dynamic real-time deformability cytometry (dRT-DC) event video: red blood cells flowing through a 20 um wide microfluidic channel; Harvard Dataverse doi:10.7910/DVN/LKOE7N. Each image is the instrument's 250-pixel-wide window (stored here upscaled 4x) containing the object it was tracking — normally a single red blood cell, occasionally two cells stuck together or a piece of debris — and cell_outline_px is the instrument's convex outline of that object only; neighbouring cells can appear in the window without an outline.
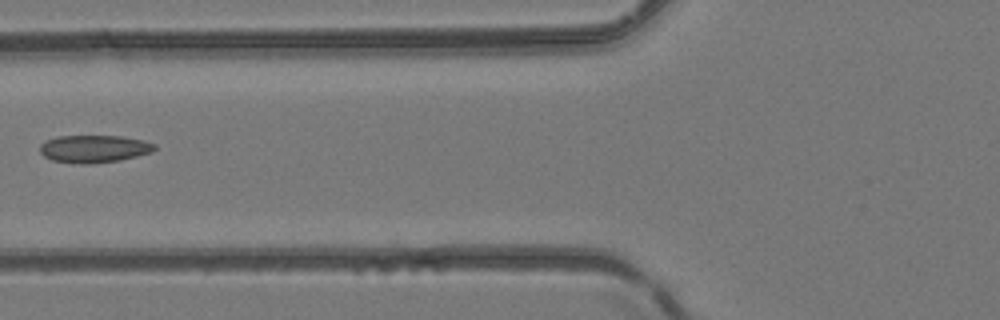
{"species": "common noctule bat (a hibernating species)", "species_latin": "Nyctalus noctula", "temperature_condition": "room temperature", "stored_images_in_passage": 5, "camera_frame_rate_fps": 3000, "um_per_image_px": 0.085, "animal": {"sex": "female", "body_mass_g": 24.6, "forearm_length_mm": 56.2}, "frame": {"image": 1, "passage_image": 5, "time_ms": 1.333, "image_size_px": [1000, 320], "cell_outline_px": [[156, 148], [152, 152], [120, 160], [88, 164], [84, 164], [52, 160], [44, 156], [40, 152], [40, 144], [44, 140], [56, 136], [124, 136], [144, 140], [156, 144]], "centroid_in_image_um": [7.99, 12.63], "position_along_channel_um": 117.8, "area_um2": 18.5}}